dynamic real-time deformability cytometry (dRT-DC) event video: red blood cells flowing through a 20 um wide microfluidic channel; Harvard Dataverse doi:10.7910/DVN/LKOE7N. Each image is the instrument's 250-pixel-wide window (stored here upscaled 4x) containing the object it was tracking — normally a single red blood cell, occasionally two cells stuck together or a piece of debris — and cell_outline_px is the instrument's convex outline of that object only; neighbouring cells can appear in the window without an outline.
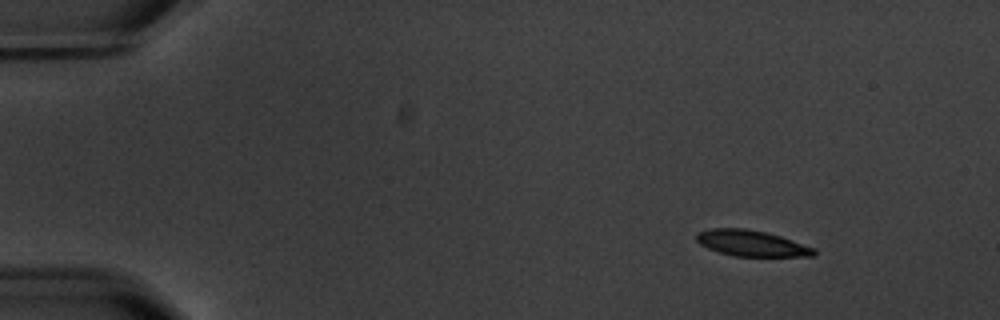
{"species": "common noctule bat (a hibernating species)", "species_latin": "Nyctalus noctula", "temperature_condition": "warm", "stored_images_in_passage": 5, "camera_frame_rate_fps": 3000, "um_per_image_px": 0.085, "animal": {"sex": "male", "body_mass_g": 20.1, "forearm_length_mm": 53.5}, "frame": {"image": 1, "passage_image": 2, "time_ms": 2.0, "image_size_px": [1000, 320], "cell_outline_px": [[816, 256], [732, 256], [708, 248], [700, 244], [696, 240], [696, 232], [712, 228], [744, 228], [764, 232], [780, 236], [816, 248]], "centroid_in_image_um": [63.88, 20.68], "position_along_channel_um": 21.1, "area_um2": 17.74}}